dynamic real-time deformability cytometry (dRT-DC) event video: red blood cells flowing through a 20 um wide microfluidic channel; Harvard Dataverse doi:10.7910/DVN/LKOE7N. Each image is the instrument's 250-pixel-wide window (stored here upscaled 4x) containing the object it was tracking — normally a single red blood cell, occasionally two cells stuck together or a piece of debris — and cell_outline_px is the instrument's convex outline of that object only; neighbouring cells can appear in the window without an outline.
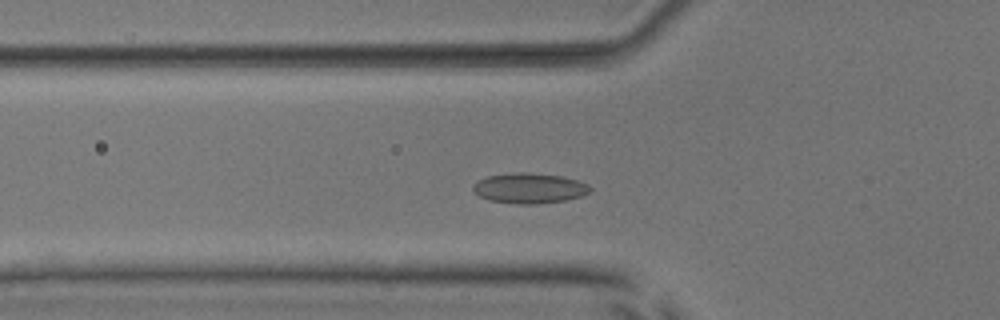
{"species": "common noctule bat (a hibernating species)", "species_latin": "Nyctalus noctula", "temperature_condition": "room temperature", "stored_images_in_passage": 49, "segment_of_instrument_passage": [1, 2], "camera_frame_rate_fps": 3000, "um_per_image_px": 0.085, "animal": {"sex": "male", "body_mass_g": 17.9, "forearm_length_mm": 54.2}, "frame": {"image": 1, "passage_image": 13, "time_ms": 4.0, "image_size_px": [1000, 320], "cell_outline_px": [[592, 192], [580, 196], [564, 200], [536, 204], [516, 204], [488, 200], [480, 196], [472, 188], [472, 184], [476, 180], [488, 176], [520, 172], [528, 172], [564, 176], [588, 184], [592, 188]], "centroid_in_image_um": [45.0, 15.99], "position_along_channel_um": 80.8, "area_um2": 20.75}}
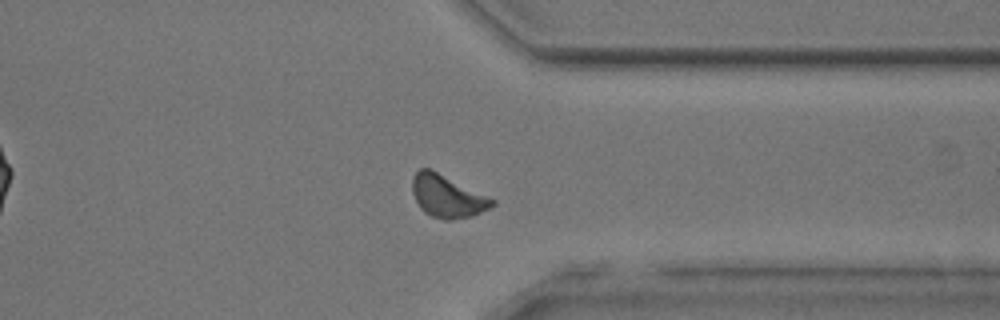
{"frame": {"image": 2, "passage_image": 36, "time_ms": 11.667, "image_size_px": [1000, 320], "cell_outline_px": [[496, 204], [472, 216], [448, 220], [444, 220], [432, 216], [424, 212], [420, 208], [412, 192], [412, 176], [420, 168], [432, 168], [496, 200]], "centroid_in_image_um": [38.0, 16.66], "position_along_channel_um": 373.4, "area_um2": 19.88}}
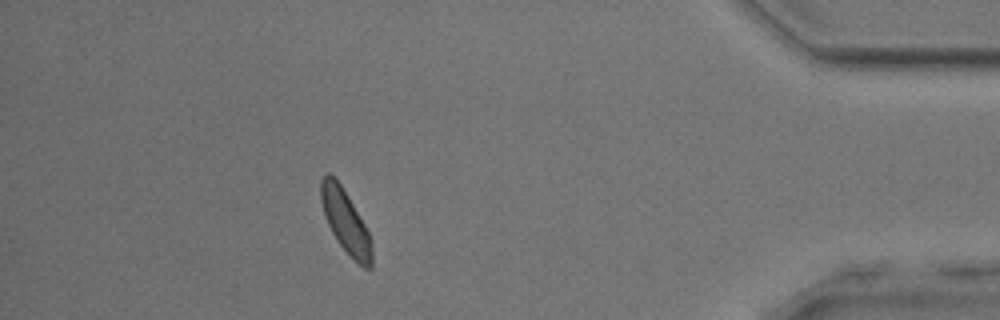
{"frame": {"image": 3, "passage_image": 42, "time_ms": 13.667, "image_size_px": [1000, 320], "cell_outline_px": [[372, 268], [364, 268], [340, 244], [332, 232], [324, 216], [320, 200], [320, 180], [324, 172], [328, 172], [340, 184], [364, 224], [372, 240]], "centroid_in_image_um": [29.34, 18.79], "position_along_channel_um": 405.9, "area_um2": 18.32}}